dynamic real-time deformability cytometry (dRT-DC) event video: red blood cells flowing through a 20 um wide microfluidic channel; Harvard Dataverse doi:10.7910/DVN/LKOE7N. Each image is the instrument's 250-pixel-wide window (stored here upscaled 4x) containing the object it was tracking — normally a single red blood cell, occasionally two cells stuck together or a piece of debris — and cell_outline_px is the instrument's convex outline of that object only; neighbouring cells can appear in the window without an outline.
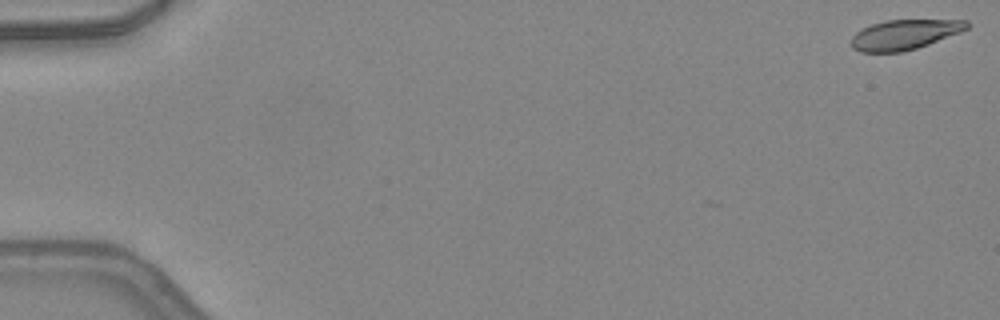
{"species": "common noctule bat (a hibernating species)", "species_latin": "Nyctalus noctula", "temperature_condition": "warm", "stored_images_in_passage": 5, "camera_frame_rate_fps": 3000, "um_per_image_px": 0.085, "animal": {"sex": "female", "body_mass_g": 24.6, "forearm_length_mm": 56.2}, "frame": {"image": 1, "passage_image": 1, "time_ms": 0.0, "image_size_px": [1000, 320], "cell_outline_px": [[968, 28], [960, 32], [928, 44], [916, 48], [900, 52], [860, 52], [852, 48], [852, 36], [856, 32], [872, 24], [884, 20], [968, 20]], "centroid_in_image_um": [76.86, 2.94], "position_along_channel_um": 8.1, "area_um2": 19.94}}